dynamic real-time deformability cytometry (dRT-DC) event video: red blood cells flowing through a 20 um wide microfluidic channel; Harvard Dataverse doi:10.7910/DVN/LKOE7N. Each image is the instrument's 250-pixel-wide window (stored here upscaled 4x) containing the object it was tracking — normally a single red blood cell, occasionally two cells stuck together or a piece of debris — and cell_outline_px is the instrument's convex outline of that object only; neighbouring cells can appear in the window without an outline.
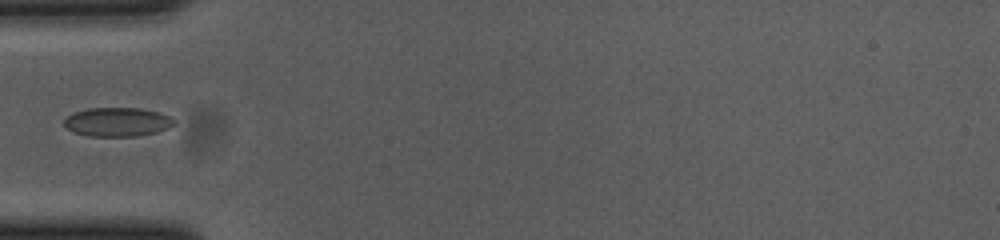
{"species": "common noctule bat (a hibernating species)", "species_latin": "Nyctalus noctula", "temperature_condition": "cold", "stored_images_in_passage": 34, "camera_frame_rate_fps": 3000, "um_per_image_px": 0.085, "animal": {"sex": "female", "body_mass_g": 23.0, "forearm_length_mm": 53.4}, "frame": {"image": 1, "passage_image": 1, "time_ms": 0.0, "image_size_px": [1000, 240], "cell_outline_px": [[176, 124], [168, 128], [156, 132], [136, 136], [88, 136], [72, 132], [64, 124], [64, 120], [72, 112], [88, 108], [140, 108], [156, 112], [168, 116], [176, 120]], "centroid_in_image_um": [9.96, 10.37], "position_along_channel_um": 75.0, "area_um2": 18.55}}
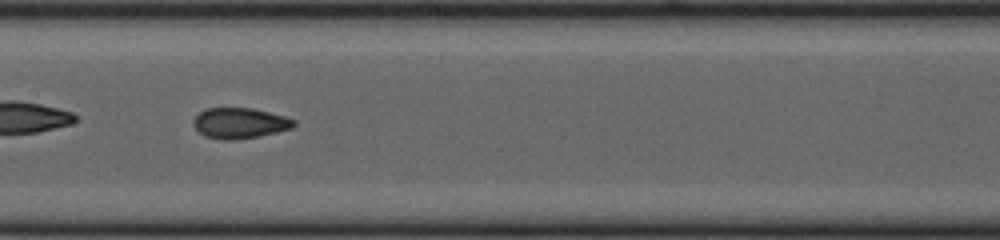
{"frame": {"image": 2, "passage_image": 10, "time_ms": 3.0, "image_size_px": [1000, 240], "cell_outline_px": [[296, 124], [292, 128], [260, 136], [232, 140], [224, 140], [204, 136], [192, 124], [192, 120], [204, 108], [252, 108], [284, 116], [296, 120]], "centroid_in_image_um": [20.37, 10.46], "position_along_channel_um": 187.0, "area_um2": 17.92}}
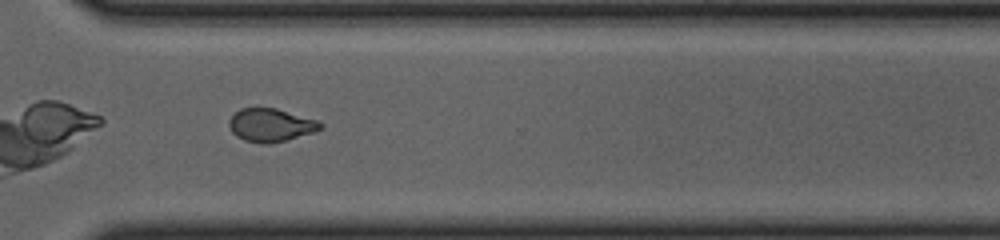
{"frame": {"image": 3, "passage_image": 23, "time_ms": 7.333, "image_size_px": [1000, 240], "cell_outline_px": [[324, 128], [312, 132], [284, 140], [268, 144], [264, 144], [244, 140], [236, 136], [232, 132], [228, 124], [228, 120], [240, 108], [276, 108], [316, 120], [324, 124]], "centroid_in_image_um": [22.99, 10.63], "position_along_channel_um": 347.6, "area_um2": 17.46}}